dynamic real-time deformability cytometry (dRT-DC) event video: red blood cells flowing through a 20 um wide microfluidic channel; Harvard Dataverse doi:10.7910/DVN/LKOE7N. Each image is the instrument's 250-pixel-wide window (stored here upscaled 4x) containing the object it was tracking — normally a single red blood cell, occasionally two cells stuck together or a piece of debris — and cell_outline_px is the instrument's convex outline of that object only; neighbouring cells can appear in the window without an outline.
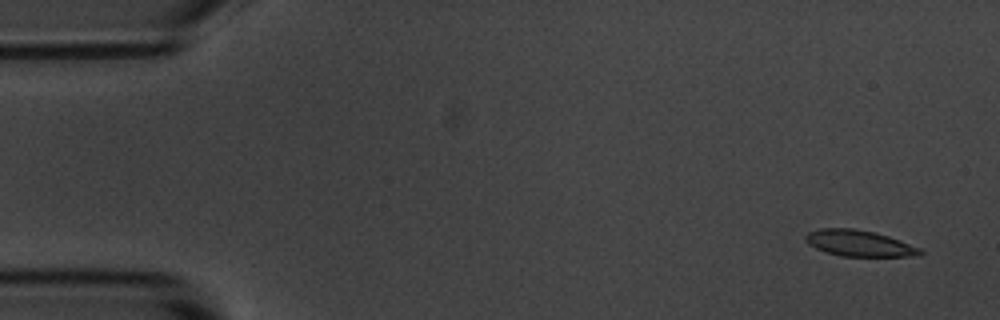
{"species": "common noctule bat (a hibernating species)", "species_latin": "Nyctalus noctula", "temperature_condition": "room temperature", "stored_images_in_passage": 7, "camera_frame_rate_fps": 3000, "um_per_image_px": 0.085, "animal": {"sex": "male", "body_mass_g": 20.1, "forearm_length_mm": 53.5}, "frame": {"image": 1, "passage_image": 1, "time_ms": 0.0, "image_size_px": [1000, 320], "cell_outline_px": [[924, 252], [920, 256], [840, 256], [816, 248], [808, 244], [804, 240], [804, 236], [808, 232], [820, 228], [852, 228], [876, 232], [900, 240], [920, 248]], "centroid_in_image_um": [73.03, 20.67], "position_along_channel_um": 12.0, "area_um2": 17.51}}
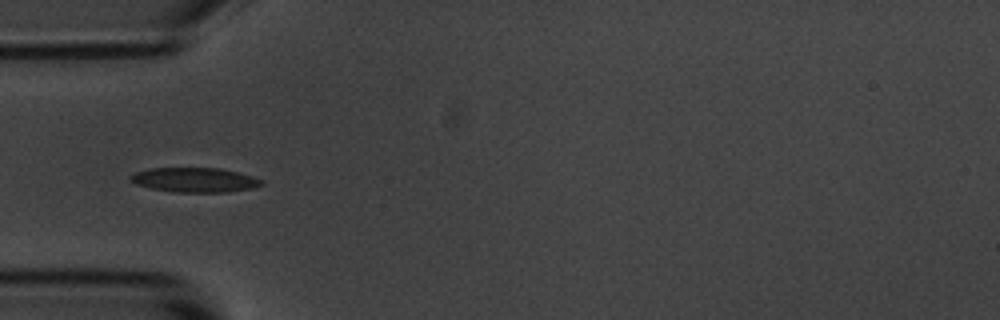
{"frame": {"image": 2, "passage_image": 5, "time_ms": 4.667, "image_size_px": [1000, 320], "cell_outline_px": [[264, 184], [252, 188], [228, 192], [172, 192], [152, 188], [136, 184], [128, 176], [136, 172], [148, 168], [220, 168], [252, 176], [260, 180]], "centroid_in_image_um": [16.53, 15.29], "position_along_channel_um": 68.5, "area_um2": 18.61}}
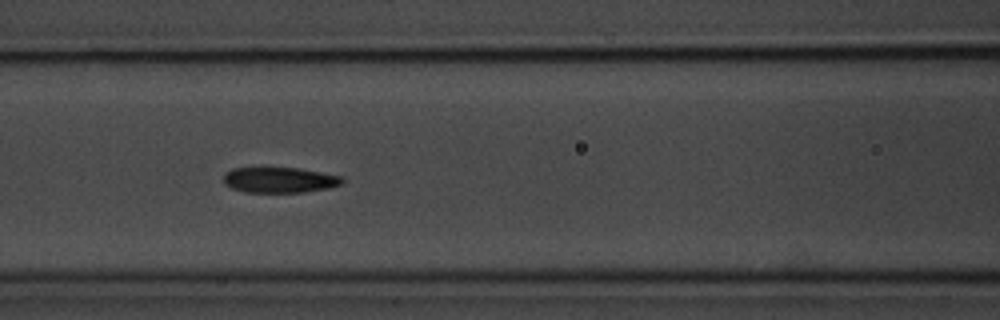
{"frame": {"image": 3, "passage_image": 7, "time_ms": 6.667, "image_size_px": [1000, 320], "cell_outline_px": [[344, 180], [340, 184], [328, 188], [304, 192], [244, 192], [232, 188], [224, 184], [224, 172], [232, 168], [260, 164], [264, 164], [300, 168], [344, 176]], "centroid_in_image_um": [23.69, 15.23], "position_along_channel_um": 142.9, "area_um2": 18.79}}